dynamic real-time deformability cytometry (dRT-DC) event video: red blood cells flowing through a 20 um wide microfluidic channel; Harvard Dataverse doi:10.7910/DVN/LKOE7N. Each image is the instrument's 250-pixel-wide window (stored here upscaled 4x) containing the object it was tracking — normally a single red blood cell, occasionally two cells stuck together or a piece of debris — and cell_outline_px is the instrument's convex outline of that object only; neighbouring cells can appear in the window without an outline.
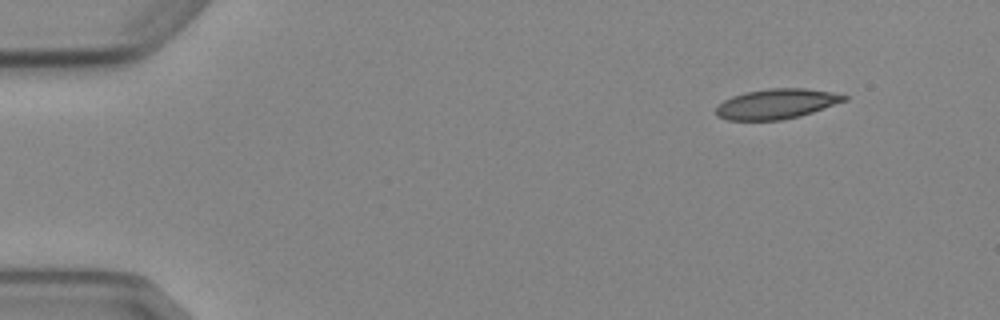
{"species": "Egyptian fruit bat (a non-hibernating species)", "species_latin": "Rousettus aegyptiacus", "temperature_condition": "cold", "stored_images_in_passage": 5, "segment_of_instrument_passage": [2, 2], "camera_frame_rate_fps": 3000, "um_per_image_px": 0.085, "animal": {"sex": "female"}, "frame": {"image": 1, "passage_image": 5, "time_ms": 5.667, "image_size_px": [1000, 320], "cell_outline_px": [[848, 100], [800, 116], [780, 120], [728, 120], [716, 116], [716, 108], [724, 100], [732, 96], [744, 92], [768, 88], [804, 88], [832, 92], [848, 96]], "centroid_in_image_um": [66.0, 8.82], "position_along_channel_um": 19.0, "area_um2": 22.43}}